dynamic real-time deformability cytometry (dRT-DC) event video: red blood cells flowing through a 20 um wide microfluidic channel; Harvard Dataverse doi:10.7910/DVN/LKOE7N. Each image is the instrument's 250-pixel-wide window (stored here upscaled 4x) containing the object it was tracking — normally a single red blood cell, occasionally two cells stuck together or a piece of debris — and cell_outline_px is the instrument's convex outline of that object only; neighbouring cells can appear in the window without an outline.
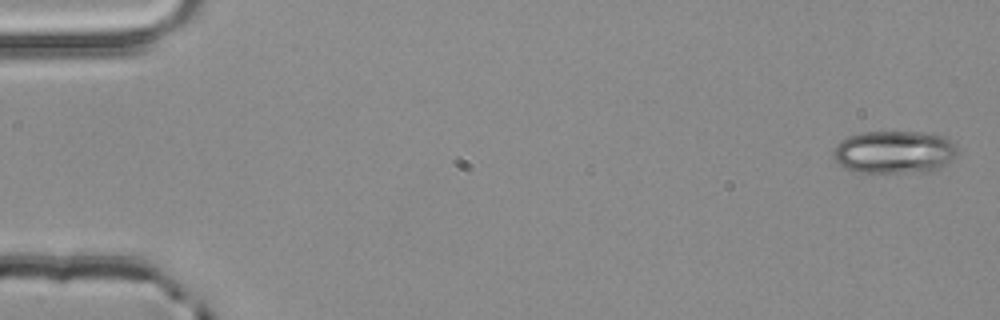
{"species": "common noctule bat (a hibernating species)", "species_latin": "Nyctalus noctula", "temperature_condition": "room temperature", "stored_images_in_passage": 4, "camera_frame_rate_fps": 3000, "um_per_image_px": 0.085, "animal": {"sex": "male", "body_mass_g": 20.4}, "frame": {"image": 1, "passage_image": 1, "time_ms": 0.0, "image_size_px": [1000, 320], "cell_outline_px": [[956, 152], [952, 160], [936, 172], [860, 172], [848, 168], [840, 164], [836, 160], [836, 144], [840, 140], [848, 136], [860, 132], [920, 132], [944, 136], [956, 144]], "centroid_in_image_um": [76.08, 12.92], "position_along_channel_um": 8.9, "area_um2": 30.87}}